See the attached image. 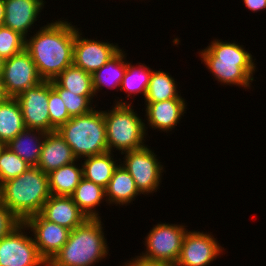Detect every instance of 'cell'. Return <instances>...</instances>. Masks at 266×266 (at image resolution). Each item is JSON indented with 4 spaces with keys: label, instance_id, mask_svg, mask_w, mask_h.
Segmentation results:
<instances>
[{
    "label": "cell",
    "instance_id": "obj_1",
    "mask_svg": "<svg viewBox=\"0 0 266 266\" xmlns=\"http://www.w3.org/2000/svg\"><path fill=\"white\" fill-rule=\"evenodd\" d=\"M51 22L28 40L25 50L34 61L43 81L54 80L73 64L75 26L67 21Z\"/></svg>",
    "mask_w": 266,
    "mask_h": 266
},
{
    "label": "cell",
    "instance_id": "obj_2",
    "mask_svg": "<svg viewBox=\"0 0 266 266\" xmlns=\"http://www.w3.org/2000/svg\"><path fill=\"white\" fill-rule=\"evenodd\" d=\"M48 174L38 167H29L16 178L0 185V201L22 222L39 214L50 197Z\"/></svg>",
    "mask_w": 266,
    "mask_h": 266
},
{
    "label": "cell",
    "instance_id": "obj_3",
    "mask_svg": "<svg viewBox=\"0 0 266 266\" xmlns=\"http://www.w3.org/2000/svg\"><path fill=\"white\" fill-rule=\"evenodd\" d=\"M236 43L214 40L200 51L204 64L219 82L250 87L255 64L252 55Z\"/></svg>",
    "mask_w": 266,
    "mask_h": 266
},
{
    "label": "cell",
    "instance_id": "obj_4",
    "mask_svg": "<svg viewBox=\"0 0 266 266\" xmlns=\"http://www.w3.org/2000/svg\"><path fill=\"white\" fill-rule=\"evenodd\" d=\"M100 218L87 219L70 231L67 242L47 266H94L108 254Z\"/></svg>",
    "mask_w": 266,
    "mask_h": 266
},
{
    "label": "cell",
    "instance_id": "obj_5",
    "mask_svg": "<svg viewBox=\"0 0 266 266\" xmlns=\"http://www.w3.org/2000/svg\"><path fill=\"white\" fill-rule=\"evenodd\" d=\"M57 131L71 147L76 159L108 152L103 111L94 109L87 114L73 116Z\"/></svg>",
    "mask_w": 266,
    "mask_h": 266
},
{
    "label": "cell",
    "instance_id": "obj_6",
    "mask_svg": "<svg viewBox=\"0 0 266 266\" xmlns=\"http://www.w3.org/2000/svg\"><path fill=\"white\" fill-rule=\"evenodd\" d=\"M116 102L112 110L103 111L108 151L112 152L114 147L123 154L145 147L143 140L145 141L147 131L146 124L134 112L132 103L127 104L120 100Z\"/></svg>",
    "mask_w": 266,
    "mask_h": 266
},
{
    "label": "cell",
    "instance_id": "obj_7",
    "mask_svg": "<svg viewBox=\"0 0 266 266\" xmlns=\"http://www.w3.org/2000/svg\"><path fill=\"white\" fill-rule=\"evenodd\" d=\"M184 227L165 223L155 225L146 237V253L140 257L174 266L179 259L183 238L188 231Z\"/></svg>",
    "mask_w": 266,
    "mask_h": 266
},
{
    "label": "cell",
    "instance_id": "obj_8",
    "mask_svg": "<svg viewBox=\"0 0 266 266\" xmlns=\"http://www.w3.org/2000/svg\"><path fill=\"white\" fill-rule=\"evenodd\" d=\"M27 226L22 222L9 235L0 240V266H47L40 256L32 237L22 232ZM22 229V230H21Z\"/></svg>",
    "mask_w": 266,
    "mask_h": 266
},
{
    "label": "cell",
    "instance_id": "obj_9",
    "mask_svg": "<svg viewBox=\"0 0 266 266\" xmlns=\"http://www.w3.org/2000/svg\"><path fill=\"white\" fill-rule=\"evenodd\" d=\"M123 166L133 177L140 193L154 192L161 181L163 166L152 150L147 146L133 151H127Z\"/></svg>",
    "mask_w": 266,
    "mask_h": 266
},
{
    "label": "cell",
    "instance_id": "obj_10",
    "mask_svg": "<svg viewBox=\"0 0 266 266\" xmlns=\"http://www.w3.org/2000/svg\"><path fill=\"white\" fill-rule=\"evenodd\" d=\"M1 77L7 96L12 98L43 81L26 50L4 61Z\"/></svg>",
    "mask_w": 266,
    "mask_h": 266
},
{
    "label": "cell",
    "instance_id": "obj_11",
    "mask_svg": "<svg viewBox=\"0 0 266 266\" xmlns=\"http://www.w3.org/2000/svg\"><path fill=\"white\" fill-rule=\"evenodd\" d=\"M21 107L25 128L44 132L56 131L48 112L49 81H42L16 97Z\"/></svg>",
    "mask_w": 266,
    "mask_h": 266
},
{
    "label": "cell",
    "instance_id": "obj_12",
    "mask_svg": "<svg viewBox=\"0 0 266 266\" xmlns=\"http://www.w3.org/2000/svg\"><path fill=\"white\" fill-rule=\"evenodd\" d=\"M28 230L33 231L34 242L40 256L48 264L67 242L68 228L46 220L40 213L28 217L23 222Z\"/></svg>",
    "mask_w": 266,
    "mask_h": 266
},
{
    "label": "cell",
    "instance_id": "obj_13",
    "mask_svg": "<svg viewBox=\"0 0 266 266\" xmlns=\"http://www.w3.org/2000/svg\"><path fill=\"white\" fill-rule=\"evenodd\" d=\"M211 234L186 232L181 253L174 266H207L223 251Z\"/></svg>",
    "mask_w": 266,
    "mask_h": 266
},
{
    "label": "cell",
    "instance_id": "obj_14",
    "mask_svg": "<svg viewBox=\"0 0 266 266\" xmlns=\"http://www.w3.org/2000/svg\"><path fill=\"white\" fill-rule=\"evenodd\" d=\"M78 29L75 32L73 65L93 74L106 64L120 49L113 43L82 38Z\"/></svg>",
    "mask_w": 266,
    "mask_h": 266
},
{
    "label": "cell",
    "instance_id": "obj_15",
    "mask_svg": "<svg viewBox=\"0 0 266 266\" xmlns=\"http://www.w3.org/2000/svg\"><path fill=\"white\" fill-rule=\"evenodd\" d=\"M40 214L48 221L73 230L88 218L73 201L71 196L50 195Z\"/></svg>",
    "mask_w": 266,
    "mask_h": 266
},
{
    "label": "cell",
    "instance_id": "obj_16",
    "mask_svg": "<svg viewBox=\"0 0 266 266\" xmlns=\"http://www.w3.org/2000/svg\"><path fill=\"white\" fill-rule=\"evenodd\" d=\"M5 18L3 26L11 28L26 38L32 24L37 21L43 0H4Z\"/></svg>",
    "mask_w": 266,
    "mask_h": 266
},
{
    "label": "cell",
    "instance_id": "obj_17",
    "mask_svg": "<svg viewBox=\"0 0 266 266\" xmlns=\"http://www.w3.org/2000/svg\"><path fill=\"white\" fill-rule=\"evenodd\" d=\"M76 160L71 147L57 130L46 134L37 165L40 170L49 174L51 171Z\"/></svg>",
    "mask_w": 266,
    "mask_h": 266
},
{
    "label": "cell",
    "instance_id": "obj_18",
    "mask_svg": "<svg viewBox=\"0 0 266 266\" xmlns=\"http://www.w3.org/2000/svg\"><path fill=\"white\" fill-rule=\"evenodd\" d=\"M146 115L149 126L154 129L168 131L174 128L180 117L185 113V100L180 95L177 98L160 101L147 102ZM184 112V113H183Z\"/></svg>",
    "mask_w": 266,
    "mask_h": 266
},
{
    "label": "cell",
    "instance_id": "obj_19",
    "mask_svg": "<svg viewBox=\"0 0 266 266\" xmlns=\"http://www.w3.org/2000/svg\"><path fill=\"white\" fill-rule=\"evenodd\" d=\"M35 132L38 133V136ZM46 134L47 132L41 130L25 128L6 146L31 167H37Z\"/></svg>",
    "mask_w": 266,
    "mask_h": 266
},
{
    "label": "cell",
    "instance_id": "obj_20",
    "mask_svg": "<svg viewBox=\"0 0 266 266\" xmlns=\"http://www.w3.org/2000/svg\"><path fill=\"white\" fill-rule=\"evenodd\" d=\"M141 194L135 185L133 177L120 164L115 169L108 186L105 188V201L108 203H115L116 205H124L130 203L135 197Z\"/></svg>",
    "mask_w": 266,
    "mask_h": 266
},
{
    "label": "cell",
    "instance_id": "obj_21",
    "mask_svg": "<svg viewBox=\"0 0 266 266\" xmlns=\"http://www.w3.org/2000/svg\"><path fill=\"white\" fill-rule=\"evenodd\" d=\"M25 129L20 104L8 97L0 102V140L6 145Z\"/></svg>",
    "mask_w": 266,
    "mask_h": 266
},
{
    "label": "cell",
    "instance_id": "obj_22",
    "mask_svg": "<svg viewBox=\"0 0 266 266\" xmlns=\"http://www.w3.org/2000/svg\"><path fill=\"white\" fill-rule=\"evenodd\" d=\"M83 178V169L71 164L64 165L48 174L49 191L55 196H71Z\"/></svg>",
    "mask_w": 266,
    "mask_h": 266
},
{
    "label": "cell",
    "instance_id": "obj_23",
    "mask_svg": "<svg viewBox=\"0 0 266 266\" xmlns=\"http://www.w3.org/2000/svg\"><path fill=\"white\" fill-rule=\"evenodd\" d=\"M111 152L93 155L84 159L83 177L106 188L118 164L111 156Z\"/></svg>",
    "mask_w": 266,
    "mask_h": 266
},
{
    "label": "cell",
    "instance_id": "obj_24",
    "mask_svg": "<svg viewBox=\"0 0 266 266\" xmlns=\"http://www.w3.org/2000/svg\"><path fill=\"white\" fill-rule=\"evenodd\" d=\"M104 196L105 188L85 179L84 177L71 195L73 201L88 219L100 218L95 207L98 205L100 206V203L102 202L101 200Z\"/></svg>",
    "mask_w": 266,
    "mask_h": 266
},
{
    "label": "cell",
    "instance_id": "obj_25",
    "mask_svg": "<svg viewBox=\"0 0 266 266\" xmlns=\"http://www.w3.org/2000/svg\"><path fill=\"white\" fill-rule=\"evenodd\" d=\"M124 58L125 55L120 49L106 64L92 74L94 93L99 91L102 86H108L109 88L120 87L126 72Z\"/></svg>",
    "mask_w": 266,
    "mask_h": 266
},
{
    "label": "cell",
    "instance_id": "obj_26",
    "mask_svg": "<svg viewBox=\"0 0 266 266\" xmlns=\"http://www.w3.org/2000/svg\"><path fill=\"white\" fill-rule=\"evenodd\" d=\"M54 81L63 89L79 96H94L92 74L73 64L61 72Z\"/></svg>",
    "mask_w": 266,
    "mask_h": 266
},
{
    "label": "cell",
    "instance_id": "obj_27",
    "mask_svg": "<svg viewBox=\"0 0 266 266\" xmlns=\"http://www.w3.org/2000/svg\"><path fill=\"white\" fill-rule=\"evenodd\" d=\"M176 81L163 71H152L145 102H160L179 96Z\"/></svg>",
    "mask_w": 266,
    "mask_h": 266
},
{
    "label": "cell",
    "instance_id": "obj_28",
    "mask_svg": "<svg viewBox=\"0 0 266 266\" xmlns=\"http://www.w3.org/2000/svg\"><path fill=\"white\" fill-rule=\"evenodd\" d=\"M152 69L146 65H140L137 67L132 66L130 63H126V72L121 81L120 89L128 92L129 95L132 93H143L146 96L147 89L152 74Z\"/></svg>",
    "mask_w": 266,
    "mask_h": 266
},
{
    "label": "cell",
    "instance_id": "obj_29",
    "mask_svg": "<svg viewBox=\"0 0 266 266\" xmlns=\"http://www.w3.org/2000/svg\"><path fill=\"white\" fill-rule=\"evenodd\" d=\"M30 165L6 145L0 151V185L24 173Z\"/></svg>",
    "mask_w": 266,
    "mask_h": 266
},
{
    "label": "cell",
    "instance_id": "obj_30",
    "mask_svg": "<svg viewBox=\"0 0 266 266\" xmlns=\"http://www.w3.org/2000/svg\"><path fill=\"white\" fill-rule=\"evenodd\" d=\"M51 85L62 98L71 117L87 114L94 109L90 105L94 96H79L77 93L61 88L54 80L51 81Z\"/></svg>",
    "mask_w": 266,
    "mask_h": 266
},
{
    "label": "cell",
    "instance_id": "obj_31",
    "mask_svg": "<svg viewBox=\"0 0 266 266\" xmlns=\"http://www.w3.org/2000/svg\"><path fill=\"white\" fill-rule=\"evenodd\" d=\"M26 38L11 28L0 26V57L9 59L25 50Z\"/></svg>",
    "mask_w": 266,
    "mask_h": 266
},
{
    "label": "cell",
    "instance_id": "obj_32",
    "mask_svg": "<svg viewBox=\"0 0 266 266\" xmlns=\"http://www.w3.org/2000/svg\"><path fill=\"white\" fill-rule=\"evenodd\" d=\"M48 112L50 124L57 130L62 124L66 123L72 117L69 115L62 98L58 92L52 87L49 81V99Z\"/></svg>",
    "mask_w": 266,
    "mask_h": 266
},
{
    "label": "cell",
    "instance_id": "obj_33",
    "mask_svg": "<svg viewBox=\"0 0 266 266\" xmlns=\"http://www.w3.org/2000/svg\"><path fill=\"white\" fill-rule=\"evenodd\" d=\"M22 221L0 201V240L16 229Z\"/></svg>",
    "mask_w": 266,
    "mask_h": 266
},
{
    "label": "cell",
    "instance_id": "obj_34",
    "mask_svg": "<svg viewBox=\"0 0 266 266\" xmlns=\"http://www.w3.org/2000/svg\"><path fill=\"white\" fill-rule=\"evenodd\" d=\"M124 266H173L165 262L149 261L137 256L132 261L126 262Z\"/></svg>",
    "mask_w": 266,
    "mask_h": 266
},
{
    "label": "cell",
    "instance_id": "obj_35",
    "mask_svg": "<svg viewBox=\"0 0 266 266\" xmlns=\"http://www.w3.org/2000/svg\"><path fill=\"white\" fill-rule=\"evenodd\" d=\"M246 7L251 11H260L266 8V0H243Z\"/></svg>",
    "mask_w": 266,
    "mask_h": 266
},
{
    "label": "cell",
    "instance_id": "obj_36",
    "mask_svg": "<svg viewBox=\"0 0 266 266\" xmlns=\"http://www.w3.org/2000/svg\"><path fill=\"white\" fill-rule=\"evenodd\" d=\"M5 18V6H4V0H0V25H3Z\"/></svg>",
    "mask_w": 266,
    "mask_h": 266
},
{
    "label": "cell",
    "instance_id": "obj_37",
    "mask_svg": "<svg viewBox=\"0 0 266 266\" xmlns=\"http://www.w3.org/2000/svg\"><path fill=\"white\" fill-rule=\"evenodd\" d=\"M6 98H8V96L4 89L2 77L0 76V102L5 100Z\"/></svg>",
    "mask_w": 266,
    "mask_h": 266
},
{
    "label": "cell",
    "instance_id": "obj_38",
    "mask_svg": "<svg viewBox=\"0 0 266 266\" xmlns=\"http://www.w3.org/2000/svg\"><path fill=\"white\" fill-rule=\"evenodd\" d=\"M4 59L0 57V76L2 75V70H3V67H4Z\"/></svg>",
    "mask_w": 266,
    "mask_h": 266
},
{
    "label": "cell",
    "instance_id": "obj_39",
    "mask_svg": "<svg viewBox=\"0 0 266 266\" xmlns=\"http://www.w3.org/2000/svg\"><path fill=\"white\" fill-rule=\"evenodd\" d=\"M5 144L0 140V151L4 148Z\"/></svg>",
    "mask_w": 266,
    "mask_h": 266
}]
</instances>
